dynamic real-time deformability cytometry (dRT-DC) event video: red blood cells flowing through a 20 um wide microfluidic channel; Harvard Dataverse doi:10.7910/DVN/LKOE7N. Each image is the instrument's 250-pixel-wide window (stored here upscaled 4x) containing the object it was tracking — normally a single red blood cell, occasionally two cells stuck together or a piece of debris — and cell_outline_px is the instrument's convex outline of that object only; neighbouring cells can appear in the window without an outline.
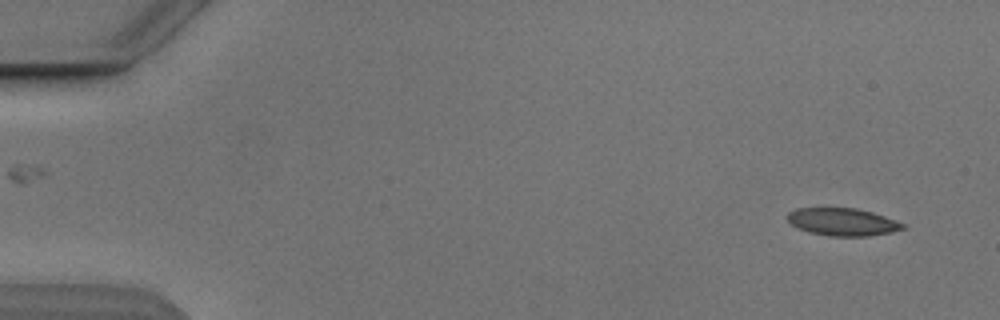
{"species": "Egyptian fruit bat (a non-hibernating species)", "species_latin": "Rousettus aegyptiacus", "temperature_condition": "cold", "stored_images_in_passage": 7, "camera_frame_rate_fps": 3000, "um_per_image_px": 0.085, "animal": {"sex": "male"}, "frame": {"image": 1, "passage_image": 1, "time_ms": 0.0, "image_size_px": [1000, 320], "cell_outline_px": [[904, 228], [892, 232], [868, 236], [828, 236], [808, 232], [796, 228], [788, 220], [788, 212], [796, 208], [856, 208], [872, 212], [884, 216], [904, 224]], "centroid_in_image_um": [71.58, 18.86], "position_along_channel_um": 13.4, "area_um2": 18.5}}
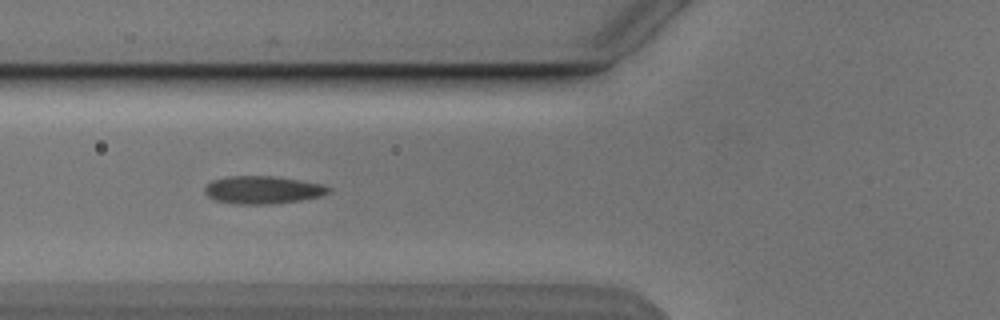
{"frame": {"image": 2, "passage_image": 5, "time_ms": 5.667, "image_size_px": [1000, 320], "cell_outline_px": [[332, 192], [320, 196], [300, 200], [272, 204], [236, 204], [216, 200], [208, 196], [204, 192], [204, 188], [212, 180], [228, 176], [276, 176], [324, 184], [332, 188]], "centroid_in_image_um": [22.37, 16.13], "position_along_channel_um": 103.4, "area_um2": 20.17}}
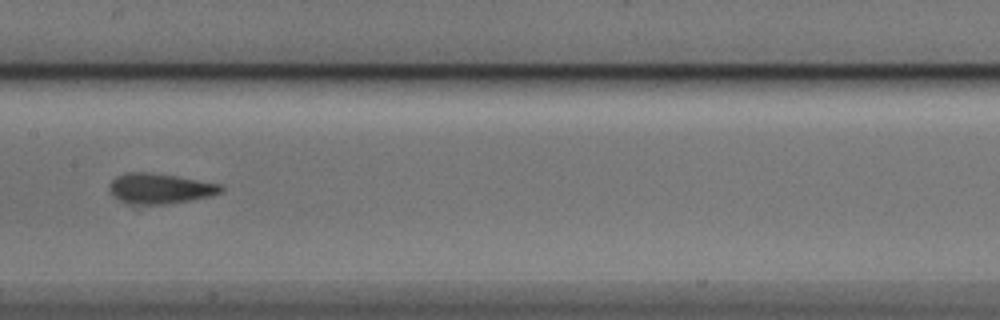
{"frame": {"image": 3, "passage_image": 7, "time_ms": 8.0, "image_size_px": [1000, 320], "cell_outline_px": [[224, 188], [220, 192], [212, 196], [192, 200], [168, 204], [124, 204], [112, 196], [108, 188], [112, 180], [116, 176], [128, 172], [148, 172], [176, 176], [220, 184]], "centroid_in_image_um": [13.55, 16.04], "position_along_channel_um": 193.8, "area_um2": 19.88}}